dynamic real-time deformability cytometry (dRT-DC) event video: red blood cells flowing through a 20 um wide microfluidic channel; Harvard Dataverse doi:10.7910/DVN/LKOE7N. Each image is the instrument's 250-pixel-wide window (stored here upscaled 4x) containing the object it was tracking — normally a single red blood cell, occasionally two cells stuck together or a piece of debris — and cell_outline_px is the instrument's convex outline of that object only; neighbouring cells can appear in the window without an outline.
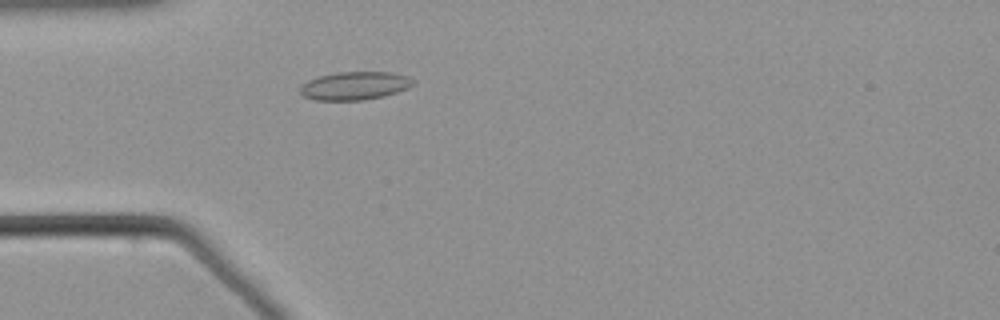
{"species": "common noctule bat (a hibernating species)", "species_latin": "Nyctalus noctula", "temperature_condition": "warm", "stored_images_in_passage": 51, "camera_frame_rate_fps": 3000, "um_per_image_px": 0.085, "animal": {"sex": "male", "body_mass_g": 21.5, "forearm_length_mm": 52.0}, "frame": {"image": 1, "passage_image": 12, "time_ms": 3.667, "image_size_px": [1000, 320], "cell_outline_px": [[416, 84], [408, 88], [384, 96], [364, 100], [316, 100], [304, 96], [300, 92], [300, 84], [308, 80], [320, 76], [336, 72], [392, 72], [408, 76], [416, 80]], "centroid_in_image_um": [30.19, 7.28], "position_along_channel_um": 54.8, "area_um2": 18.73}}
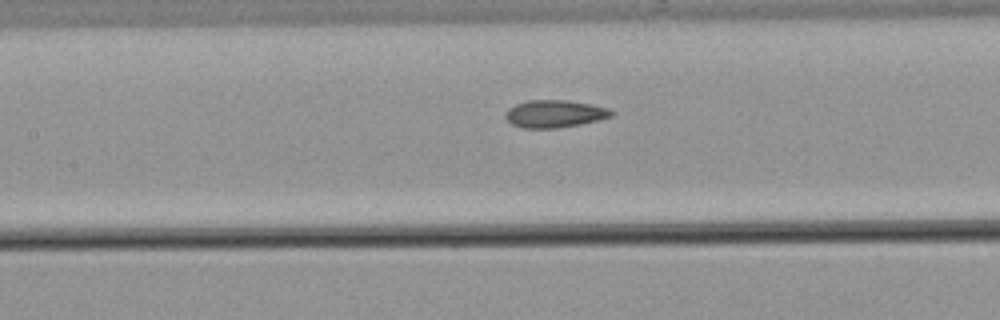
{"frame": {"image": 2, "passage_image": 21, "time_ms": 6.667, "image_size_px": [1000, 320], "cell_outline_px": [[616, 112], [612, 116], [600, 120], [580, 124], [556, 128], [520, 128], [512, 124], [504, 116], [504, 112], [508, 108], [516, 104], [528, 100], [568, 100], [592, 104], [608, 108]], "centroid_in_image_um": [47.15, 9.67], "position_along_channel_um": 160.3, "area_um2": 17.17}}
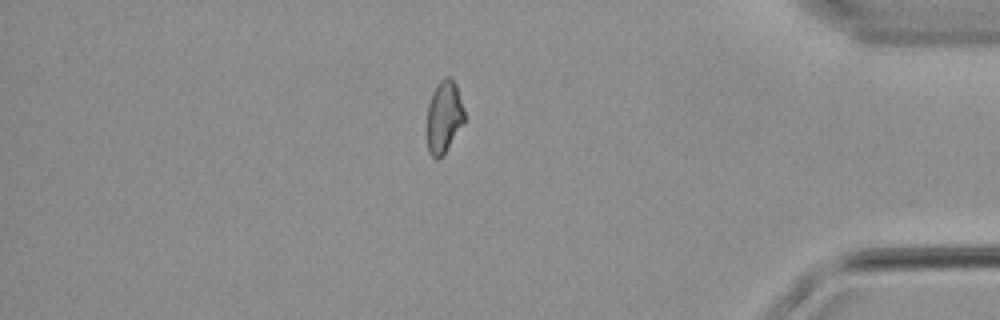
{"frame": {"image": 3, "passage_image": 43, "time_ms": 14.0, "image_size_px": [1000, 320], "cell_outline_px": [[464, 124], [444, 152], [436, 160], [428, 152], [428, 104], [432, 92], [436, 84], [444, 76], [448, 76], [456, 84], [464, 108]], "centroid_in_image_um": [37.75, 9.89], "position_along_channel_um": 397.5, "area_um2": 15.61}}